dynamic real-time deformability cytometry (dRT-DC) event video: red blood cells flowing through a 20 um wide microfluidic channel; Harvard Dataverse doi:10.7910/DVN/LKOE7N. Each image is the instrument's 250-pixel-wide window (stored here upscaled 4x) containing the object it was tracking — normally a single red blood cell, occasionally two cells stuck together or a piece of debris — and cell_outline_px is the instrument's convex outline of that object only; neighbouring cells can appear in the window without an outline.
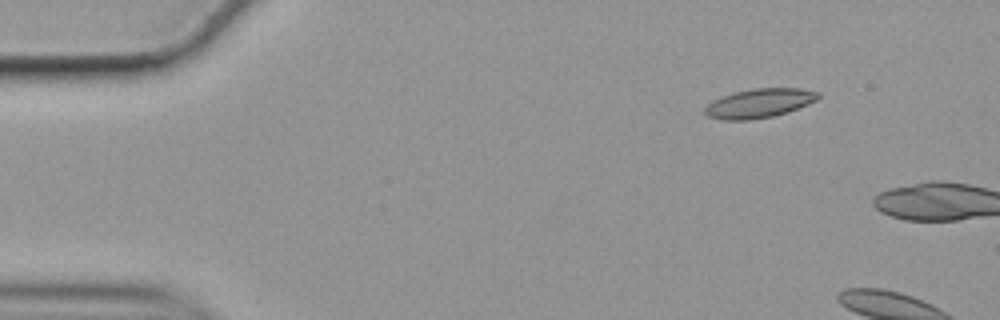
{"species": "common noctule bat (a hibernating species)", "species_latin": "Nyctalus noctula", "temperature_condition": "cold", "stored_images_in_passage": 3, "camera_frame_rate_fps": 3000, "um_per_image_px": 0.085, "animal": {"sex": "female", "body_mass_g": 19.9}, "frame": {"image": 1, "passage_image": 1, "time_ms": 0.0, "image_size_px": [1000, 320], "cell_outline_px": [[820, 96], [816, 100], [808, 104], [788, 112], [772, 116], [748, 120], [720, 120], [708, 116], [704, 112], [704, 108], [712, 100], [736, 92], [752, 88], [800, 88], [820, 92]], "centroid_in_image_um": [64.54, 8.77], "position_along_channel_um": 20.5, "area_um2": 19.19}}